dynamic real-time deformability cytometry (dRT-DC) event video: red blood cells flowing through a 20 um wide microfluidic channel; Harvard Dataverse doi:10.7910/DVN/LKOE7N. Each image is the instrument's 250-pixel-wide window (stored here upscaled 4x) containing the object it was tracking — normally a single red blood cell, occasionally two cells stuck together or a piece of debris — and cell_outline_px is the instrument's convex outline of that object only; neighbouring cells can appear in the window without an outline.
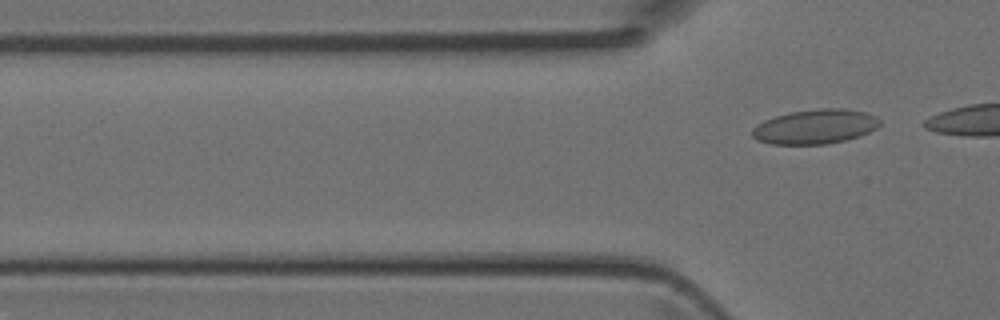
{"species": "Egyptian fruit bat (a non-hibernating species)", "species_latin": "Rousettus aegyptiacus", "temperature_condition": "room temperature", "stored_images_in_passage": 3, "camera_frame_rate_fps": 3000, "um_per_image_px": 0.085, "animal": {"sex": "female"}, "frame": {"image": 1, "passage_image": 3, "time_ms": 0.667, "image_size_px": [1000, 320], "cell_outline_px": [[880, 124], [876, 128], [860, 136], [844, 140], [824, 144], [772, 144], [756, 140], [752, 136], [752, 128], [756, 124], [764, 120], [788, 112], [820, 108], [844, 108], [864, 112], [876, 116], [880, 120]], "centroid_in_image_um": [69.27, 10.76], "position_along_channel_um": 56.5, "area_um2": 25.72}}